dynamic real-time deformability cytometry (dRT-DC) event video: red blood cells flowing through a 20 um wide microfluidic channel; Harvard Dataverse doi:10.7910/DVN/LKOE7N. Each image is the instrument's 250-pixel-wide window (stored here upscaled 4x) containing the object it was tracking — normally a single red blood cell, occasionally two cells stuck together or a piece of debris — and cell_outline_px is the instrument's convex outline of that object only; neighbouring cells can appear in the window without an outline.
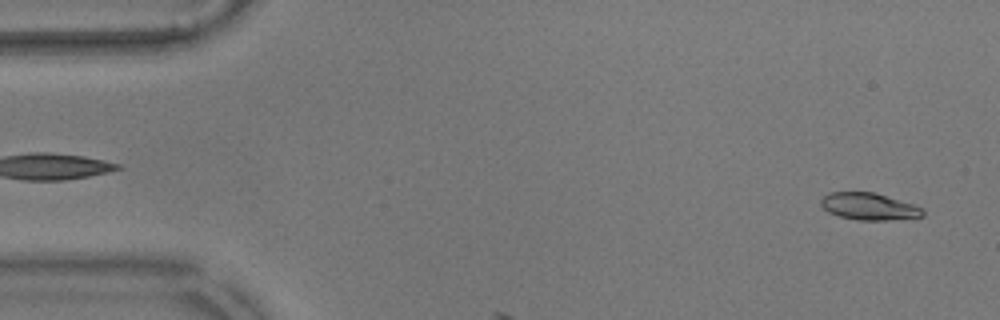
{"species": "common noctule bat (a hibernating species)", "species_latin": "Nyctalus noctula", "temperature_condition": "warm", "stored_images_in_passage": 7, "camera_frame_rate_fps": 3000, "um_per_image_px": 0.085, "animal": {"sex": "male", "body_mass_g": 17.9}, "frame": {"image": 1, "passage_image": 2, "time_ms": 0.333, "image_size_px": [1000, 320], "cell_outline_px": [[924, 216], [888, 220], [856, 220], [840, 216], [828, 212], [820, 204], [820, 200], [824, 196], [832, 192], [872, 192], [912, 204], [924, 208]], "centroid_in_image_um": [73.85, 17.56], "position_along_channel_um": 11.1, "area_um2": 15.84}}